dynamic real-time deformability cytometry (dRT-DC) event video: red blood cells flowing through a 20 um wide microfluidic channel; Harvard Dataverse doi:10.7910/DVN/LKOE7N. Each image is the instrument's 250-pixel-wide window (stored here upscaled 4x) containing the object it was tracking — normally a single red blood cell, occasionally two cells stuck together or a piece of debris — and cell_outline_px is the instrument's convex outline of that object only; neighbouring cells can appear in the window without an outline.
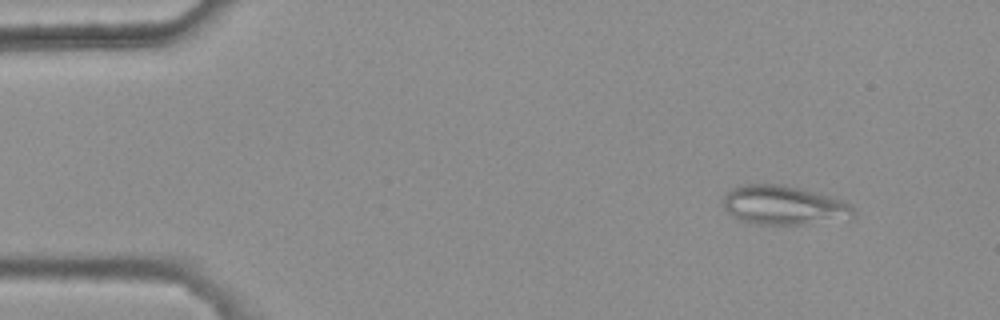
{"species": "common noctule bat (a hibernating species)", "species_latin": "Nyctalus noctula", "temperature_condition": "warm", "stored_images_in_passage": 4, "camera_frame_rate_fps": 3000, "um_per_image_px": 0.085, "animal": {"sex": "female", "body_mass_g": 25.1}, "frame": {"image": 1, "passage_image": 1, "time_ms": 0.0, "image_size_px": [1000, 320], "cell_outline_px": [[856, 216], [852, 220], [808, 224], [756, 224], [740, 220], [732, 216], [724, 208], [724, 196], [732, 188], [740, 184], [784, 184], [816, 192], [840, 200], [848, 204], [856, 212]], "centroid_in_image_um": [66.66, 17.46], "position_along_channel_um": 18.3, "area_um2": 30.06}}